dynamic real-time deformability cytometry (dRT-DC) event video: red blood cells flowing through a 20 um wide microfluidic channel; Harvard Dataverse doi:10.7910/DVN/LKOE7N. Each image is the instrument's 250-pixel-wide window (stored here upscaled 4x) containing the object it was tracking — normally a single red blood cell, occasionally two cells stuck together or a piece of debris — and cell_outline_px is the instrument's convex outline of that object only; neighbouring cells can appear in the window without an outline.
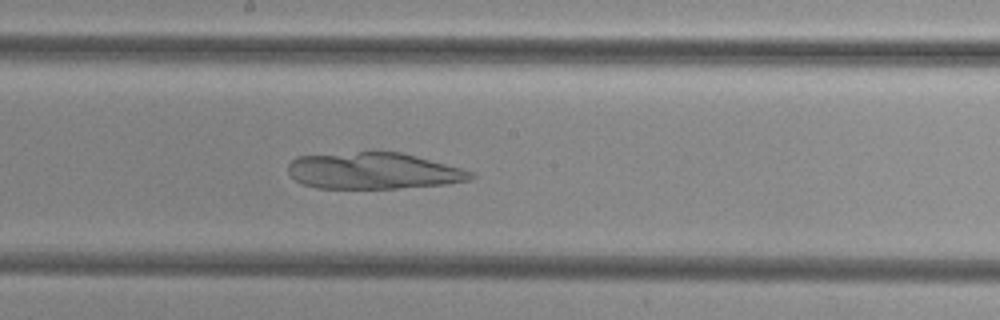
{"species": "common noctule bat (a hibernating species)", "species_latin": "Nyctalus noctula", "temperature_condition": "cold", "stored_images_in_passage": 42, "camera_frame_rate_fps": 3000, "um_per_image_px": 0.085, "animal": {"sex": "female", "body_mass_g": 29.2, "forearm_length_mm": 56.3}, "frame": {"image": 1, "passage_image": 23, "time_ms": 7.333, "image_size_px": [1000, 320], "cell_outline_px": [[476, 176], [468, 180], [448, 184], [396, 188], [316, 188], [304, 184], [296, 180], [288, 172], [288, 164], [296, 156], [360, 152], [400, 152], [416, 156], [476, 172]], "centroid_in_image_um": [31.76, 14.53], "position_along_channel_um": 216.4, "area_um2": 38.67}}
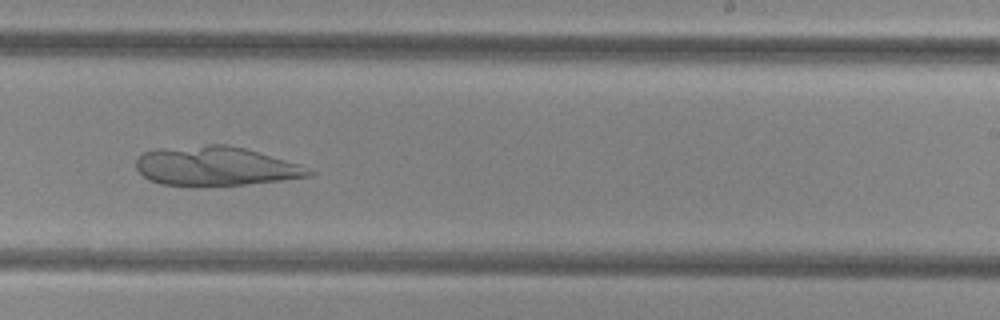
{"frame": {"image": 2, "passage_image": 27, "time_ms": 8.667, "image_size_px": [1000, 320], "cell_outline_px": [[316, 172], [312, 176], [280, 180], [244, 184], [160, 184], [148, 180], [136, 168], [136, 160], [144, 152], [160, 148], [208, 144], [228, 144], [244, 148], [300, 164]], "centroid_in_image_um": [18.34, 14.1], "position_along_channel_um": 270.7, "area_um2": 38.84}}